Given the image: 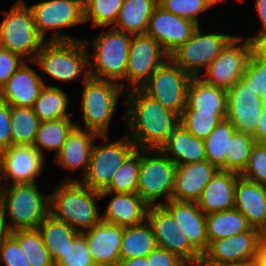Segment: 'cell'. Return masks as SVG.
Returning a JSON list of instances; mask_svg holds the SVG:
<instances>
[{
  "label": "cell",
  "mask_w": 266,
  "mask_h": 266,
  "mask_svg": "<svg viewBox=\"0 0 266 266\" xmlns=\"http://www.w3.org/2000/svg\"><path fill=\"white\" fill-rule=\"evenodd\" d=\"M126 128L139 149H160L179 125V116L140 88L126 91Z\"/></svg>",
  "instance_id": "cell-1"
},
{
  "label": "cell",
  "mask_w": 266,
  "mask_h": 266,
  "mask_svg": "<svg viewBox=\"0 0 266 266\" xmlns=\"http://www.w3.org/2000/svg\"><path fill=\"white\" fill-rule=\"evenodd\" d=\"M55 188L49 195V214L55 219L65 222L79 233L102 220L96 203L101 199L100 193L93 191L80 179L68 177Z\"/></svg>",
  "instance_id": "cell-2"
},
{
  "label": "cell",
  "mask_w": 266,
  "mask_h": 266,
  "mask_svg": "<svg viewBox=\"0 0 266 266\" xmlns=\"http://www.w3.org/2000/svg\"><path fill=\"white\" fill-rule=\"evenodd\" d=\"M7 225L11 231L37 229L49 215L50 197H44L37 183H22L0 186ZM8 212V213H7ZM8 216V217H7Z\"/></svg>",
  "instance_id": "cell-3"
},
{
  "label": "cell",
  "mask_w": 266,
  "mask_h": 266,
  "mask_svg": "<svg viewBox=\"0 0 266 266\" xmlns=\"http://www.w3.org/2000/svg\"><path fill=\"white\" fill-rule=\"evenodd\" d=\"M87 42L46 41L34 62L39 69L57 81H71L89 76ZM87 69V70H86Z\"/></svg>",
  "instance_id": "cell-4"
},
{
  "label": "cell",
  "mask_w": 266,
  "mask_h": 266,
  "mask_svg": "<svg viewBox=\"0 0 266 266\" xmlns=\"http://www.w3.org/2000/svg\"><path fill=\"white\" fill-rule=\"evenodd\" d=\"M131 38V34L112 26L111 30L96 36L92 43L93 58L88 57L89 76L117 82L127 91L122 81L126 80Z\"/></svg>",
  "instance_id": "cell-5"
},
{
  "label": "cell",
  "mask_w": 266,
  "mask_h": 266,
  "mask_svg": "<svg viewBox=\"0 0 266 266\" xmlns=\"http://www.w3.org/2000/svg\"><path fill=\"white\" fill-rule=\"evenodd\" d=\"M0 47L9 50L25 61H34L47 40L39 34L33 15L23 0H17L9 11H2Z\"/></svg>",
  "instance_id": "cell-6"
},
{
  "label": "cell",
  "mask_w": 266,
  "mask_h": 266,
  "mask_svg": "<svg viewBox=\"0 0 266 266\" xmlns=\"http://www.w3.org/2000/svg\"><path fill=\"white\" fill-rule=\"evenodd\" d=\"M124 94L126 90L117 82L91 76L84 79L81 110L86 129L108 135L119 95Z\"/></svg>",
  "instance_id": "cell-7"
},
{
  "label": "cell",
  "mask_w": 266,
  "mask_h": 266,
  "mask_svg": "<svg viewBox=\"0 0 266 266\" xmlns=\"http://www.w3.org/2000/svg\"><path fill=\"white\" fill-rule=\"evenodd\" d=\"M176 164L160 149H140L137 194L149 205H162L172 198Z\"/></svg>",
  "instance_id": "cell-8"
},
{
  "label": "cell",
  "mask_w": 266,
  "mask_h": 266,
  "mask_svg": "<svg viewBox=\"0 0 266 266\" xmlns=\"http://www.w3.org/2000/svg\"><path fill=\"white\" fill-rule=\"evenodd\" d=\"M190 80L191 76L169 58L140 89L180 117L186 106Z\"/></svg>",
  "instance_id": "cell-9"
},
{
  "label": "cell",
  "mask_w": 266,
  "mask_h": 266,
  "mask_svg": "<svg viewBox=\"0 0 266 266\" xmlns=\"http://www.w3.org/2000/svg\"><path fill=\"white\" fill-rule=\"evenodd\" d=\"M136 149L127 135L107 144H94L87 172L80 181L93 191H105L110 186L115 171Z\"/></svg>",
  "instance_id": "cell-10"
},
{
  "label": "cell",
  "mask_w": 266,
  "mask_h": 266,
  "mask_svg": "<svg viewBox=\"0 0 266 266\" xmlns=\"http://www.w3.org/2000/svg\"><path fill=\"white\" fill-rule=\"evenodd\" d=\"M242 39L241 36L233 35L219 56L206 67V73L202 74L206 77H199L206 83L225 90L238 83L246 72L253 52V44L248 38L239 45Z\"/></svg>",
  "instance_id": "cell-11"
},
{
  "label": "cell",
  "mask_w": 266,
  "mask_h": 266,
  "mask_svg": "<svg viewBox=\"0 0 266 266\" xmlns=\"http://www.w3.org/2000/svg\"><path fill=\"white\" fill-rule=\"evenodd\" d=\"M35 26L44 38L47 31L53 30L47 41L78 40L69 35H62L57 30L84 23L83 0H46L29 6Z\"/></svg>",
  "instance_id": "cell-12"
},
{
  "label": "cell",
  "mask_w": 266,
  "mask_h": 266,
  "mask_svg": "<svg viewBox=\"0 0 266 266\" xmlns=\"http://www.w3.org/2000/svg\"><path fill=\"white\" fill-rule=\"evenodd\" d=\"M233 36L217 33L203 34L198 26L192 37L181 44L169 58L191 77H199L201 69L213 62Z\"/></svg>",
  "instance_id": "cell-13"
},
{
  "label": "cell",
  "mask_w": 266,
  "mask_h": 266,
  "mask_svg": "<svg viewBox=\"0 0 266 266\" xmlns=\"http://www.w3.org/2000/svg\"><path fill=\"white\" fill-rule=\"evenodd\" d=\"M147 221L152 227L157 247L178 255L189 266H200L202 255L190 244L185 234L179 231L177 222L163 205L149 206Z\"/></svg>",
  "instance_id": "cell-14"
},
{
  "label": "cell",
  "mask_w": 266,
  "mask_h": 266,
  "mask_svg": "<svg viewBox=\"0 0 266 266\" xmlns=\"http://www.w3.org/2000/svg\"><path fill=\"white\" fill-rule=\"evenodd\" d=\"M169 55L160 44L147 34L132 35L126 66L127 91L141 88Z\"/></svg>",
  "instance_id": "cell-15"
},
{
  "label": "cell",
  "mask_w": 266,
  "mask_h": 266,
  "mask_svg": "<svg viewBox=\"0 0 266 266\" xmlns=\"http://www.w3.org/2000/svg\"><path fill=\"white\" fill-rule=\"evenodd\" d=\"M261 244V231L254 227L249 231L212 241L202 255L200 266L252 262L259 254Z\"/></svg>",
  "instance_id": "cell-16"
},
{
  "label": "cell",
  "mask_w": 266,
  "mask_h": 266,
  "mask_svg": "<svg viewBox=\"0 0 266 266\" xmlns=\"http://www.w3.org/2000/svg\"><path fill=\"white\" fill-rule=\"evenodd\" d=\"M44 157L33 145L11 146L0 151V186L36 183L44 167ZM2 180V181H1Z\"/></svg>",
  "instance_id": "cell-17"
},
{
  "label": "cell",
  "mask_w": 266,
  "mask_h": 266,
  "mask_svg": "<svg viewBox=\"0 0 266 266\" xmlns=\"http://www.w3.org/2000/svg\"><path fill=\"white\" fill-rule=\"evenodd\" d=\"M227 119L236 131L254 136L259 116L266 102L240 81L227 90Z\"/></svg>",
  "instance_id": "cell-18"
},
{
  "label": "cell",
  "mask_w": 266,
  "mask_h": 266,
  "mask_svg": "<svg viewBox=\"0 0 266 266\" xmlns=\"http://www.w3.org/2000/svg\"><path fill=\"white\" fill-rule=\"evenodd\" d=\"M199 25L157 5L149 19L146 34L153 37L170 55L186 43Z\"/></svg>",
  "instance_id": "cell-19"
},
{
  "label": "cell",
  "mask_w": 266,
  "mask_h": 266,
  "mask_svg": "<svg viewBox=\"0 0 266 266\" xmlns=\"http://www.w3.org/2000/svg\"><path fill=\"white\" fill-rule=\"evenodd\" d=\"M96 266H118L123 237V226L101 220L81 233Z\"/></svg>",
  "instance_id": "cell-20"
},
{
  "label": "cell",
  "mask_w": 266,
  "mask_h": 266,
  "mask_svg": "<svg viewBox=\"0 0 266 266\" xmlns=\"http://www.w3.org/2000/svg\"><path fill=\"white\" fill-rule=\"evenodd\" d=\"M173 216L176 227L183 232L190 244L203 255L209 246L206 230V214L197 202L170 199L162 204Z\"/></svg>",
  "instance_id": "cell-21"
},
{
  "label": "cell",
  "mask_w": 266,
  "mask_h": 266,
  "mask_svg": "<svg viewBox=\"0 0 266 266\" xmlns=\"http://www.w3.org/2000/svg\"><path fill=\"white\" fill-rule=\"evenodd\" d=\"M219 169L208 160L176 165L172 198L176 201L197 202Z\"/></svg>",
  "instance_id": "cell-22"
},
{
  "label": "cell",
  "mask_w": 266,
  "mask_h": 266,
  "mask_svg": "<svg viewBox=\"0 0 266 266\" xmlns=\"http://www.w3.org/2000/svg\"><path fill=\"white\" fill-rule=\"evenodd\" d=\"M108 136L99 135L91 130H84L78 123L68 134L66 141L56 154L54 160L64 168L70 169V171L81 168L83 177L89 166L91 152L94 146L93 140L95 138H101L107 143Z\"/></svg>",
  "instance_id": "cell-23"
},
{
  "label": "cell",
  "mask_w": 266,
  "mask_h": 266,
  "mask_svg": "<svg viewBox=\"0 0 266 266\" xmlns=\"http://www.w3.org/2000/svg\"><path fill=\"white\" fill-rule=\"evenodd\" d=\"M45 85L41 76L25 61L0 90V99L10 106L32 108Z\"/></svg>",
  "instance_id": "cell-24"
},
{
  "label": "cell",
  "mask_w": 266,
  "mask_h": 266,
  "mask_svg": "<svg viewBox=\"0 0 266 266\" xmlns=\"http://www.w3.org/2000/svg\"><path fill=\"white\" fill-rule=\"evenodd\" d=\"M239 176L235 171L218 170L202 191L198 207L206 215L234 208L235 185Z\"/></svg>",
  "instance_id": "cell-25"
},
{
  "label": "cell",
  "mask_w": 266,
  "mask_h": 266,
  "mask_svg": "<svg viewBox=\"0 0 266 266\" xmlns=\"http://www.w3.org/2000/svg\"><path fill=\"white\" fill-rule=\"evenodd\" d=\"M112 195L102 220L119 226H132L147 219L149 205L137 193H113L103 191L100 197Z\"/></svg>",
  "instance_id": "cell-26"
},
{
  "label": "cell",
  "mask_w": 266,
  "mask_h": 266,
  "mask_svg": "<svg viewBox=\"0 0 266 266\" xmlns=\"http://www.w3.org/2000/svg\"><path fill=\"white\" fill-rule=\"evenodd\" d=\"M248 223L261 232L266 228V194L263 184L251 182L241 175L235 185V205Z\"/></svg>",
  "instance_id": "cell-27"
},
{
  "label": "cell",
  "mask_w": 266,
  "mask_h": 266,
  "mask_svg": "<svg viewBox=\"0 0 266 266\" xmlns=\"http://www.w3.org/2000/svg\"><path fill=\"white\" fill-rule=\"evenodd\" d=\"M227 90L208 84L200 77H191L184 109L214 112L222 120L227 117Z\"/></svg>",
  "instance_id": "cell-28"
},
{
  "label": "cell",
  "mask_w": 266,
  "mask_h": 266,
  "mask_svg": "<svg viewBox=\"0 0 266 266\" xmlns=\"http://www.w3.org/2000/svg\"><path fill=\"white\" fill-rule=\"evenodd\" d=\"M160 150L176 165L207 160L203 139L189 133L180 123Z\"/></svg>",
  "instance_id": "cell-29"
},
{
  "label": "cell",
  "mask_w": 266,
  "mask_h": 266,
  "mask_svg": "<svg viewBox=\"0 0 266 266\" xmlns=\"http://www.w3.org/2000/svg\"><path fill=\"white\" fill-rule=\"evenodd\" d=\"M158 0H123L113 28L131 35L146 34L149 19Z\"/></svg>",
  "instance_id": "cell-30"
},
{
  "label": "cell",
  "mask_w": 266,
  "mask_h": 266,
  "mask_svg": "<svg viewBox=\"0 0 266 266\" xmlns=\"http://www.w3.org/2000/svg\"><path fill=\"white\" fill-rule=\"evenodd\" d=\"M54 263L64 255L69 244L80 234L63 221L49 214L37 227Z\"/></svg>",
  "instance_id": "cell-31"
},
{
  "label": "cell",
  "mask_w": 266,
  "mask_h": 266,
  "mask_svg": "<svg viewBox=\"0 0 266 266\" xmlns=\"http://www.w3.org/2000/svg\"><path fill=\"white\" fill-rule=\"evenodd\" d=\"M252 226L236 208L206 215V230L209 244L223 238L249 231Z\"/></svg>",
  "instance_id": "cell-32"
},
{
  "label": "cell",
  "mask_w": 266,
  "mask_h": 266,
  "mask_svg": "<svg viewBox=\"0 0 266 266\" xmlns=\"http://www.w3.org/2000/svg\"><path fill=\"white\" fill-rule=\"evenodd\" d=\"M156 247V239L147 219L140 224L123 227L120 259L144 257Z\"/></svg>",
  "instance_id": "cell-33"
},
{
  "label": "cell",
  "mask_w": 266,
  "mask_h": 266,
  "mask_svg": "<svg viewBox=\"0 0 266 266\" xmlns=\"http://www.w3.org/2000/svg\"><path fill=\"white\" fill-rule=\"evenodd\" d=\"M68 100L67 95L59 87L45 85L32 108L41 122L70 118L67 113Z\"/></svg>",
  "instance_id": "cell-34"
},
{
  "label": "cell",
  "mask_w": 266,
  "mask_h": 266,
  "mask_svg": "<svg viewBox=\"0 0 266 266\" xmlns=\"http://www.w3.org/2000/svg\"><path fill=\"white\" fill-rule=\"evenodd\" d=\"M71 118L42 121L36 134L33 146L44 156L43 150H55L56 154L67 139L70 131L76 126Z\"/></svg>",
  "instance_id": "cell-35"
},
{
  "label": "cell",
  "mask_w": 266,
  "mask_h": 266,
  "mask_svg": "<svg viewBox=\"0 0 266 266\" xmlns=\"http://www.w3.org/2000/svg\"><path fill=\"white\" fill-rule=\"evenodd\" d=\"M12 146L33 145L40 119L31 107L10 106Z\"/></svg>",
  "instance_id": "cell-36"
},
{
  "label": "cell",
  "mask_w": 266,
  "mask_h": 266,
  "mask_svg": "<svg viewBox=\"0 0 266 266\" xmlns=\"http://www.w3.org/2000/svg\"><path fill=\"white\" fill-rule=\"evenodd\" d=\"M236 128L227 119H223L203 142L206 159L219 170H225V155L228 153L229 140Z\"/></svg>",
  "instance_id": "cell-37"
},
{
  "label": "cell",
  "mask_w": 266,
  "mask_h": 266,
  "mask_svg": "<svg viewBox=\"0 0 266 266\" xmlns=\"http://www.w3.org/2000/svg\"><path fill=\"white\" fill-rule=\"evenodd\" d=\"M10 234L18 241L30 266H53L54 262L37 229H18Z\"/></svg>",
  "instance_id": "cell-38"
},
{
  "label": "cell",
  "mask_w": 266,
  "mask_h": 266,
  "mask_svg": "<svg viewBox=\"0 0 266 266\" xmlns=\"http://www.w3.org/2000/svg\"><path fill=\"white\" fill-rule=\"evenodd\" d=\"M140 172V149L137 148L115 171L110 186L105 190L113 193H137Z\"/></svg>",
  "instance_id": "cell-39"
},
{
  "label": "cell",
  "mask_w": 266,
  "mask_h": 266,
  "mask_svg": "<svg viewBox=\"0 0 266 266\" xmlns=\"http://www.w3.org/2000/svg\"><path fill=\"white\" fill-rule=\"evenodd\" d=\"M123 0H83L84 23L91 22L92 27L114 26Z\"/></svg>",
  "instance_id": "cell-40"
},
{
  "label": "cell",
  "mask_w": 266,
  "mask_h": 266,
  "mask_svg": "<svg viewBox=\"0 0 266 266\" xmlns=\"http://www.w3.org/2000/svg\"><path fill=\"white\" fill-rule=\"evenodd\" d=\"M255 142L253 136L235 131L229 140L228 153L225 155V170L241 174L247 166Z\"/></svg>",
  "instance_id": "cell-41"
},
{
  "label": "cell",
  "mask_w": 266,
  "mask_h": 266,
  "mask_svg": "<svg viewBox=\"0 0 266 266\" xmlns=\"http://www.w3.org/2000/svg\"><path fill=\"white\" fill-rule=\"evenodd\" d=\"M222 119L214 112L199 109H183L179 123L191 134L205 139L215 129Z\"/></svg>",
  "instance_id": "cell-42"
},
{
  "label": "cell",
  "mask_w": 266,
  "mask_h": 266,
  "mask_svg": "<svg viewBox=\"0 0 266 266\" xmlns=\"http://www.w3.org/2000/svg\"><path fill=\"white\" fill-rule=\"evenodd\" d=\"M221 0H158V5L177 16L199 23V13L214 7Z\"/></svg>",
  "instance_id": "cell-43"
},
{
  "label": "cell",
  "mask_w": 266,
  "mask_h": 266,
  "mask_svg": "<svg viewBox=\"0 0 266 266\" xmlns=\"http://www.w3.org/2000/svg\"><path fill=\"white\" fill-rule=\"evenodd\" d=\"M240 82L252 88L266 102V59L261 58L254 50Z\"/></svg>",
  "instance_id": "cell-44"
},
{
  "label": "cell",
  "mask_w": 266,
  "mask_h": 266,
  "mask_svg": "<svg viewBox=\"0 0 266 266\" xmlns=\"http://www.w3.org/2000/svg\"><path fill=\"white\" fill-rule=\"evenodd\" d=\"M240 175L254 183L264 184L266 182V143H254L247 166Z\"/></svg>",
  "instance_id": "cell-45"
},
{
  "label": "cell",
  "mask_w": 266,
  "mask_h": 266,
  "mask_svg": "<svg viewBox=\"0 0 266 266\" xmlns=\"http://www.w3.org/2000/svg\"><path fill=\"white\" fill-rule=\"evenodd\" d=\"M57 264L61 266H96L88 250L87 240L81 233L69 244Z\"/></svg>",
  "instance_id": "cell-46"
},
{
  "label": "cell",
  "mask_w": 266,
  "mask_h": 266,
  "mask_svg": "<svg viewBox=\"0 0 266 266\" xmlns=\"http://www.w3.org/2000/svg\"><path fill=\"white\" fill-rule=\"evenodd\" d=\"M30 266L18 241L9 233L0 241V265Z\"/></svg>",
  "instance_id": "cell-47"
},
{
  "label": "cell",
  "mask_w": 266,
  "mask_h": 266,
  "mask_svg": "<svg viewBox=\"0 0 266 266\" xmlns=\"http://www.w3.org/2000/svg\"><path fill=\"white\" fill-rule=\"evenodd\" d=\"M24 62L19 55L0 47V90Z\"/></svg>",
  "instance_id": "cell-48"
},
{
  "label": "cell",
  "mask_w": 266,
  "mask_h": 266,
  "mask_svg": "<svg viewBox=\"0 0 266 266\" xmlns=\"http://www.w3.org/2000/svg\"><path fill=\"white\" fill-rule=\"evenodd\" d=\"M148 266H189L178 255L156 247L147 255Z\"/></svg>",
  "instance_id": "cell-49"
},
{
  "label": "cell",
  "mask_w": 266,
  "mask_h": 266,
  "mask_svg": "<svg viewBox=\"0 0 266 266\" xmlns=\"http://www.w3.org/2000/svg\"><path fill=\"white\" fill-rule=\"evenodd\" d=\"M11 146L10 105L0 99V151Z\"/></svg>",
  "instance_id": "cell-50"
},
{
  "label": "cell",
  "mask_w": 266,
  "mask_h": 266,
  "mask_svg": "<svg viewBox=\"0 0 266 266\" xmlns=\"http://www.w3.org/2000/svg\"><path fill=\"white\" fill-rule=\"evenodd\" d=\"M256 142L266 143V104L263 107V110L259 116L258 126L256 133L253 136Z\"/></svg>",
  "instance_id": "cell-51"
},
{
  "label": "cell",
  "mask_w": 266,
  "mask_h": 266,
  "mask_svg": "<svg viewBox=\"0 0 266 266\" xmlns=\"http://www.w3.org/2000/svg\"><path fill=\"white\" fill-rule=\"evenodd\" d=\"M253 44V50L261 57L266 59V34L252 36L248 38Z\"/></svg>",
  "instance_id": "cell-52"
},
{
  "label": "cell",
  "mask_w": 266,
  "mask_h": 266,
  "mask_svg": "<svg viewBox=\"0 0 266 266\" xmlns=\"http://www.w3.org/2000/svg\"><path fill=\"white\" fill-rule=\"evenodd\" d=\"M257 14L263 25V28L255 36H261L266 34V0H255Z\"/></svg>",
  "instance_id": "cell-53"
},
{
  "label": "cell",
  "mask_w": 266,
  "mask_h": 266,
  "mask_svg": "<svg viewBox=\"0 0 266 266\" xmlns=\"http://www.w3.org/2000/svg\"><path fill=\"white\" fill-rule=\"evenodd\" d=\"M6 216L4 211V205L0 197V241L10 233L6 222Z\"/></svg>",
  "instance_id": "cell-54"
},
{
  "label": "cell",
  "mask_w": 266,
  "mask_h": 266,
  "mask_svg": "<svg viewBox=\"0 0 266 266\" xmlns=\"http://www.w3.org/2000/svg\"><path fill=\"white\" fill-rule=\"evenodd\" d=\"M118 266H148L147 256L131 259H120Z\"/></svg>",
  "instance_id": "cell-55"
},
{
  "label": "cell",
  "mask_w": 266,
  "mask_h": 266,
  "mask_svg": "<svg viewBox=\"0 0 266 266\" xmlns=\"http://www.w3.org/2000/svg\"><path fill=\"white\" fill-rule=\"evenodd\" d=\"M251 263L252 266H266V262L259 255H257Z\"/></svg>",
  "instance_id": "cell-56"
},
{
  "label": "cell",
  "mask_w": 266,
  "mask_h": 266,
  "mask_svg": "<svg viewBox=\"0 0 266 266\" xmlns=\"http://www.w3.org/2000/svg\"><path fill=\"white\" fill-rule=\"evenodd\" d=\"M215 266H252L251 262H238V263H227Z\"/></svg>",
  "instance_id": "cell-57"
},
{
  "label": "cell",
  "mask_w": 266,
  "mask_h": 266,
  "mask_svg": "<svg viewBox=\"0 0 266 266\" xmlns=\"http://www.w3.org/2000/svg\"><path fill=\"white\" fill-rule=\"evenodd\" d=\"M266 262V248L261 244L258 254Z\"/></svg>",
  "instance_id": "cell-58"
},
{
  "label": "cell",
  "mask_w": 266,
  "mask_h": 266,
  "mask_svg": "<svg viewBox=\"0 0 266 266\" xmlns=\"http://www.w3.org/2000/svg\"><path fill=\"white\" fill-rule=\"evenodd\" d=\"M262 245L266 248V228L261 232Z\"/></svg>",
  "instance_id": "cell-59"
},
{
  "label": "cell",
  "mask_w": 266,
  "mask_h": 266,
  "mask_svg": "<svg viewBox=\"0 0 266 266\" xmlns=\"http://www.w3.org/2000/svg\"><path fill=\"white\" fill-rule=\"evenodd\" d=\"M264 189H265V194H266V182L263 184Z\"/></svg>",
  "instance_id": "cell-60"
},
{
  "label": "cell",
  "mask_w": 266,
  "mask_h": 266,
  "mask_svg": "<svg viewBox=\"0 0 266 266\" xmlns=\"http://www.w3.org/2000/svg\"><path fill=\"white\" fill-rule=\"evenodd\" d=\"M53 266H61V265H59V264H57V263H54V265Z\"/></svg>",
  "instance_id": "cell-61"
}]
</instances>
